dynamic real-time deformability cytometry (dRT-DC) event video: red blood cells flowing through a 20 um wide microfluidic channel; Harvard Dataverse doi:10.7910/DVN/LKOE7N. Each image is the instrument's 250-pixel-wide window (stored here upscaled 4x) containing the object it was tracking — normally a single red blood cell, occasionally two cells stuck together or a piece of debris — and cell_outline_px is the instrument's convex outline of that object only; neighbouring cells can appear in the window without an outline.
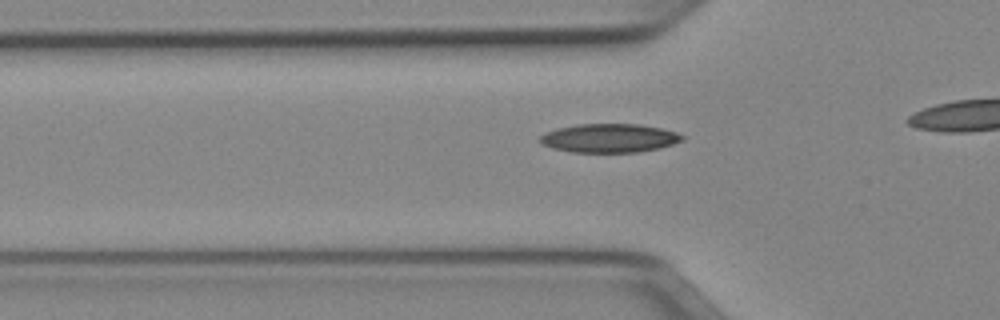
{"species": "Egyptian fruit bat (a non-hibernating species)", "species_latin": "Rousettus aegyptiacus", "temperature_condition": "cold", "stored_images_in_passage": 37, "camera_frame_rate_fps": 3000, "um_per_image_px": 0.085, "animal": {"sex": "female"}, "frame": {"image": 1, "passage_image": 13, "time_ms": 4.0, "image_size_px": [1000, 320], "cell_outline_px": [[684, 140], [660, 148], [640, 152], [572, 152], [552, 148], [540, 144], [540, 136], [544, 132], [556, 128], [576, 124], [640, 124], [660, 128], [676, 132], [684, 136]], "centroid_in_image_um": [51.77, 11.74], "position_along_channel_um": 74.0, "area_um2": 23.99}}
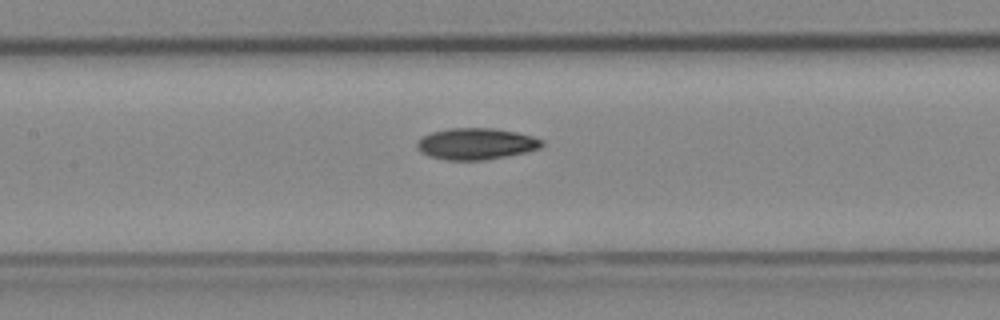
{"frame": {"image": 2, "passage_image": 20, "time_ms": 6.333, "image_size_px": [1000, 320], "cell_outline_px": [[544, 144], [540, 148], [528, 152], [484, 160], [448, 160], [428, 156], [420, 152], [416, 148], [416, 140], [432, 132], [448, 128], [496, 128], [516, 132], [532, 136], [544, 140]], "centroid_in_image_um": [40.46, 12.22], "position_along_channel_um": 166.9, "area_um2": 23.12}}
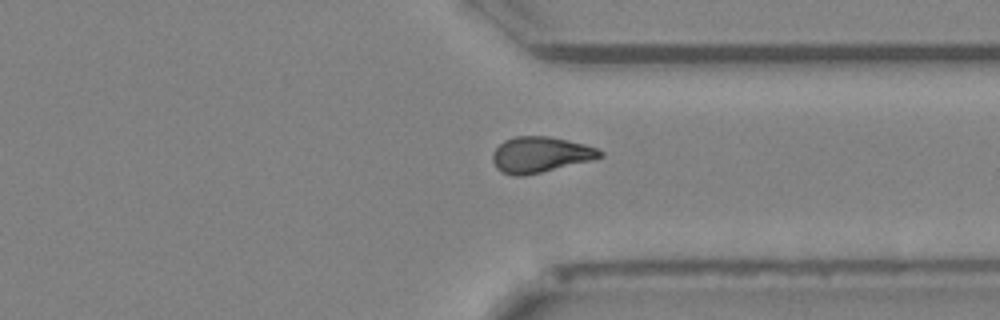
{"frame": {"image": 3, "passage_image": 35, "time_ms": 11.333, "image_size_px": [1000, 320], "cell_outline_px": [[604, 156], [592, 160], [524, 176], [512, 176], [500, 172], [496, 168], [492, 160], [492, 152], [504, 140], [516, 136], [548, 136], [568, 140], [584, 144], [596, 148], [604, 152]], "centroid_in_image_um": [45.9, 13.15], "position_along_channel_um": 365.5, "area_um2": 22.48}}